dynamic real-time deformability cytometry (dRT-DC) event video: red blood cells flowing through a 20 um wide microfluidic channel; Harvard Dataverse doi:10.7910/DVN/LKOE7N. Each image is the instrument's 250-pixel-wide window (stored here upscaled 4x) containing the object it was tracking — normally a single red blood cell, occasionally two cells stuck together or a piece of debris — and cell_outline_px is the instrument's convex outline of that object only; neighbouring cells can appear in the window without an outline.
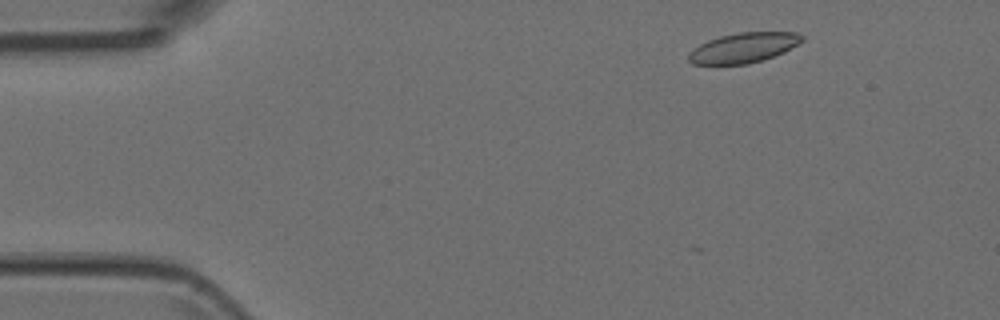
{"species": "Egyptian fruit bat (a non-hibernating species)", "species_latin": "Rousettus aegyptiacus", "temperature_condition": "room temperature", "stored_images_in_passage": 5, "camera_frame_rate_fps": 3000, "um_per_image_px": 0.085, "animal": {"sex": "female"}, "frame": {"image": 1, "passage_image": 2, "time_ms": 0.333, "image_size_px": [1000, 320], "cell_outline_px": [[804, 40], [784, 52], [748, 64], [692, 64], [688, 60], [688, 52], [700, 44], [708, 40], [720, 36], [740, 32], [796, 32], [804, 36]], "centroid_in_image_um": [63.19, 4.05], "position_along_channel_um": 21.8, "area_um2": 19.71}}